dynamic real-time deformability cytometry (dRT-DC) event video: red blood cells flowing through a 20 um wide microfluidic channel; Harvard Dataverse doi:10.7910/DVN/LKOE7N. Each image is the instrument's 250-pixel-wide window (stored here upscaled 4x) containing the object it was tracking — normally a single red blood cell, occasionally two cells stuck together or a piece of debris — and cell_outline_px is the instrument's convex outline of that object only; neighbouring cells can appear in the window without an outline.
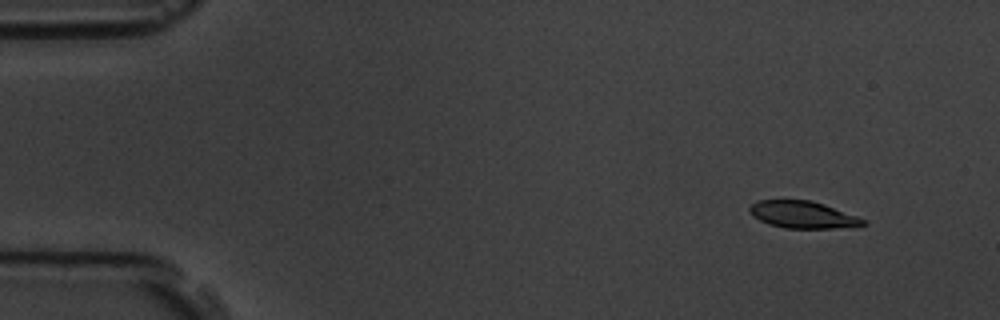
{"species": "common noctule bat (a hibernating species)", "species_latin": "Nyctalus noctula", "temperature_condition": "room temperature", "stored_images_in_passage": 4, "camera_frame_rate_fps": 3000, "um_per_image_px": 0.085, "animal": {"sex": "male", "body_mass_g": 19.5, "forearm_length_mm": 54.6}, "frame": {"image": 1, "passage_image": 1, "time_ms": 0.0, "image_size_px": [1000, 320], "cell_outline_px": [[868, 224], [832, 228], [784, 228], [768, 224], [752, 216], [748, 212], [748, 208], [756, 200], [808, 200], [824, 204], [856, 216], [864, 220]], "centroid_in_image_um": [68.16, 18.24], "position_along_channel_um": 16.8, "area_um2": 17.74}}